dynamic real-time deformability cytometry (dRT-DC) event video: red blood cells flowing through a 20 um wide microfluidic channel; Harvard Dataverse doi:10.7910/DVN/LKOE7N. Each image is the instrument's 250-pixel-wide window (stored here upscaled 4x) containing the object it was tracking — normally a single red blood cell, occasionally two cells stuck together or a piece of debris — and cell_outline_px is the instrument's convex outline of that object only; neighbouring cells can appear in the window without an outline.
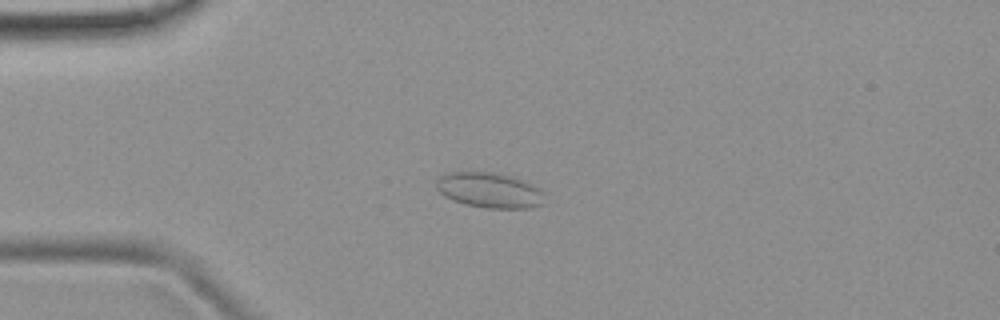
{"species": "common noctule bat (a hibernating species)", "species_latin": "Nyctalus noctula", "temperature_condition": "room temperature", "stored_images_in_passage": 46, "camera_frame_rate_fps": 3000, "um_per_image_px": 0.085, "animal": {"sex": "female", "body_mass_g": 19.9}, "frame": {"image": 1, "passage_image": 7, "time_ms": 2.0, "image_size_px": [1000, 320], "cell_outline_px": [[544, 204], [532, 208], [488, 208], [464, 204], [452, 200], [444, 196], [436, 188], [436, 180], [444, 172], [492, 172], [512, 176], [532, 184], [540, 188], [544, 192]], "centroid_in_image_um": [41.61, 16.17], "position_along_channel_um": 43.4, "area_um2": 22.54}}
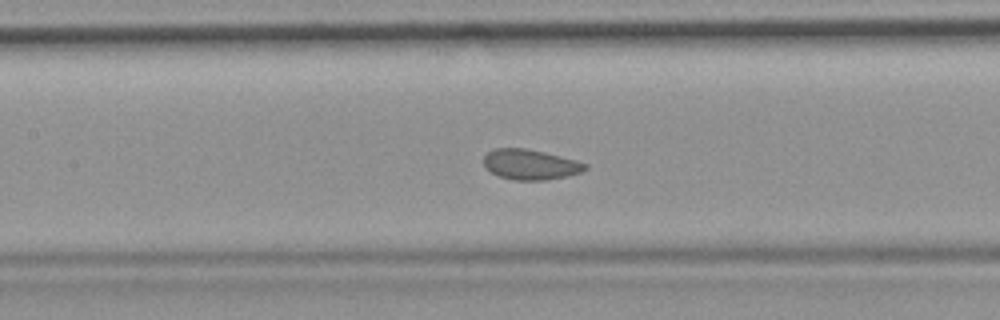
{"frame": {"image": 2, "passage_image": 18, "time_ms": 5.667, "image_size_px": [1000, 320], "cell_outline_px": [[588, 168], [584, 172], [568, 176], [544, 180], [512, 180], [500, 176], [484, 168], [484, 156], [488, 152], [496, 148], [524, 148], [544, 152], [576, 160], [588, 164]], "centroid_in_image_um": [45.11, 13.99], "position_along_channel_um": 162.3, "area_um2": 17.98}}
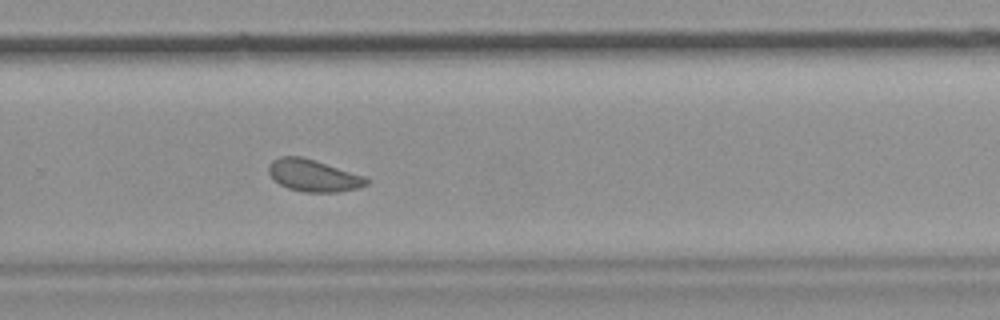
{"frame": {"image": 3, "passage_image": 29, "time_ms": 9.333, "image_size_px": [1000, 320], "cell_outline_px": [[372, 180], [368, 184], [360, 188], [336, 192], [304, 192], [288, 188], [280, 184], [268, 172], [268, 164], [272, 160], [280, 156], [300, 156], [364, 176]], "centroid_in_image_um": [26.65, 14.93], "position_along_channel_um": 303.2, "area_um2": 18.09}, "authors_computed_cell_mechanics": {"area_um2": 18.5827, "velocity_mm_per_s": 3.8571, "shape_relaxation_time_tau1_ms": null, "shape_relaxation_time_tau2_ms": 1.2751, "deformation_change_tau1": null, "deformation_change_tau2": 0.0632}}